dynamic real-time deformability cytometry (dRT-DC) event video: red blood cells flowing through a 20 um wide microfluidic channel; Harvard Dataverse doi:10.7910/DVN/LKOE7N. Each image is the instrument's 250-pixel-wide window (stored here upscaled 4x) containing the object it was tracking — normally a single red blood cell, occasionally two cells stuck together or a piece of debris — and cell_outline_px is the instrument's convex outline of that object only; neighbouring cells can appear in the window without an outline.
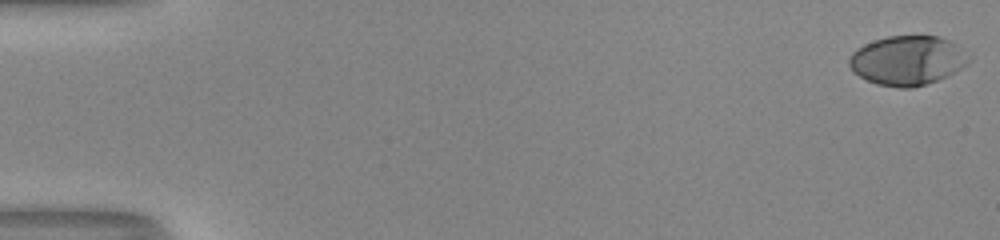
{"species": "human", "species_latin": "Homo sapiens", "temperature_condition": "room temperature", "stored_images_in_passage": 13, "camera_frame_rate_fps": 3000, "um_per_image_px": 0.085, "donor": {"sex": "male"}, "frame": {"image": 1, "passage_image": 1, "time_ms": 0.0, "image_size_px": [1000, 240], "cell_outline_px": [[972, 60], [968, 64], [936, 80], [912, 88], [900, 88], [876, 84], [860, 76], [848, 64], [848, 60], [852, 52], [856, 48], [864, 44], [888, 36], [940, 36], [956, 44]], "centroid_in_image_um": [77.12, 5.13], "position_along_channel_um": 7.9, "area_um2": 34.04}}